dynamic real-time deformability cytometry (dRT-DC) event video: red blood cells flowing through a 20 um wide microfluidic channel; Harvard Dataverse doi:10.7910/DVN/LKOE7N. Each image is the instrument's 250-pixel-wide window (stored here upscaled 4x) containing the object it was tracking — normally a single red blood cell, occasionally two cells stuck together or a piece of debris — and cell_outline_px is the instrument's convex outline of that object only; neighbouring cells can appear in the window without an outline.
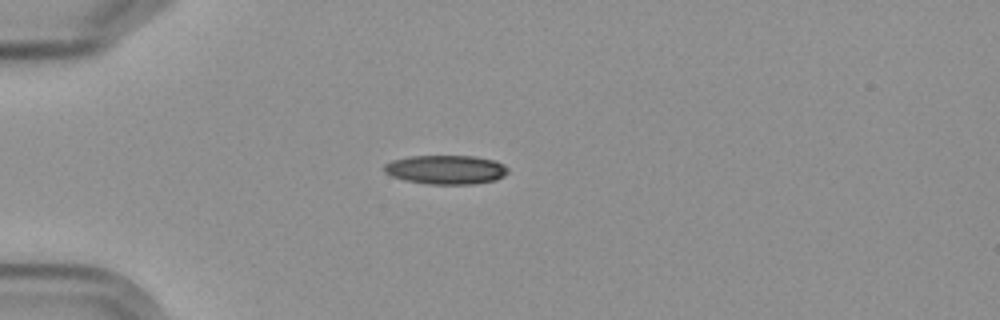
{"species": "Egyptian fruit bat (a non-hibernating species)", "species_latin": "Rousettus aegyptiacus", "temperature_condition": "cold", "stored_images_in_passage": 10, "camera_frame_rate_fps": 3000, "um_per_image_px": 0.085, "frame": {"image": 1, "passage_image": 1, "time_ms": 0.0, "image_size_px": [1000, 320], "cell_outline_px": [[508, 172], [504, 176], [496, 180], [472, 184], [428, 184], [404, 180], [392, 176], [384, 172], [384, 164], [392, 160], [408, 156], [476, 156], [492, 160], [504, 164], [508, 168]], "centroid_in_image_um": [37.9, 14.42], "position_along_channel_um": 47.1, "area_um2": 21.04}}
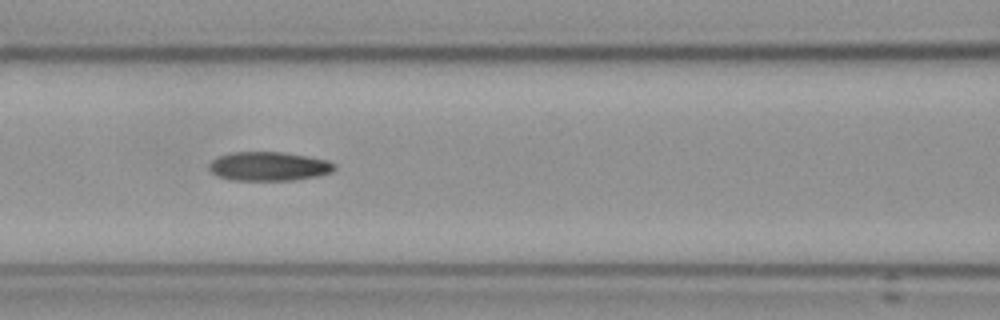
{"frame": {"image": 2, "passage_image": 4, "time_ms": 3.333, "image_size_px": [1000, 320], "cell_outline_px": [[336, 168], [332, 172], [316, 176], [292, 180], [232, 180], [216, 176], [208, 168], [208, 164], [212, 160], [220, 156], [232, 152], [284, 152], [328, 160], [336, 164]], "centroid_in_image_um": [22.84, 14.13], "position_along_channel_um": 143.8, "area_um2": 21.21}, "authors_computed_cell_mechanics": {"area_um2": 21.2415, "velocity_mm_per_s": 3.5794, "shape_relaxation_time_tau1_ms": null, "shape_relaxation_time_tau2_ms": 2.4699, "deformation_change_tau1": null, "deformation_change_tau2": 0.0907}}